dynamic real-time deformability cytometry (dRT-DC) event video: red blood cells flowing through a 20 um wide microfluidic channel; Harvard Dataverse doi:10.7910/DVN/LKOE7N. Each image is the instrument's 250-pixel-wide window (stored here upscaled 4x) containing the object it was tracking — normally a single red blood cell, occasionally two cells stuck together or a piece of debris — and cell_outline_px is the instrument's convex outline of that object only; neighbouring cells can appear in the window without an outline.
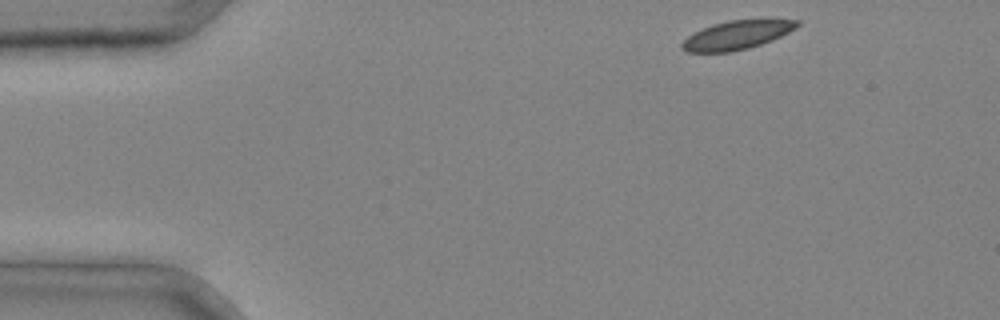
{"species": "common noctule bat (a hibernating species)", "species_latin": "Nyctalus noctula", "temperature_condition": "cold", "stored_images_in_passage": 3, "camera_frame_rate_fps": 3000, "um_per_image_px": 0.085, "animal": {"sex": "male", "body_mass_g": 20.4}, "frame": {"image": 1, "passage_image": 1, "time_ms": 0.0, "image_size_px": [1000, 320], "cell_outline_px": [[800, 24], [796, 28], [772, 40], [748, 48], [732, 52], [688, 52], [680, 48], [680, 44], [688, 36], [712, 24], [728, 20], [800, 20]], "centroid_in_image_um": [62.61, 2.99], "position_along_channel_um": 22.4, "area_um2": 19.02}}
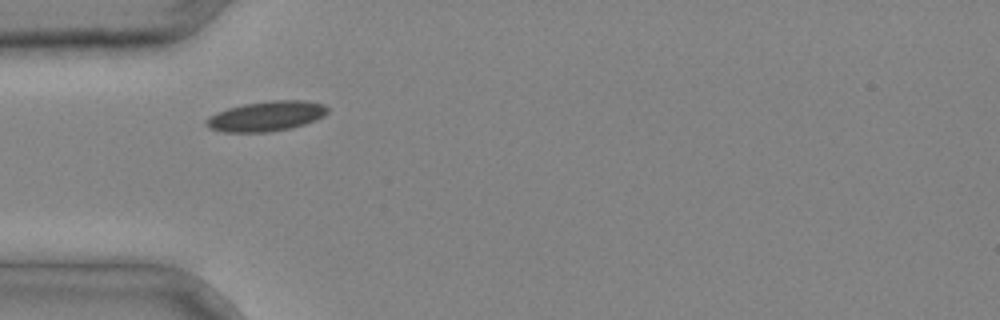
{"frame": {"image": 2, "passage_image": 3, "time_ms": 0.667, "image_size_px": [1000, 320], "cell_outline_px": [[328, 112], [304, 124], [292, 128], [268, 132], [224, 132], [208, 128], [204, 124], [204, 120], [208, 116], [216, 112], [228, 108], [244, 104], [272, 100], [304, 100], [324, 104], [328, 108]], "centroid_in_image_um": [22.56, 9.87], "position_along_channel_um": 62.4, "area_um2": 21.21}}